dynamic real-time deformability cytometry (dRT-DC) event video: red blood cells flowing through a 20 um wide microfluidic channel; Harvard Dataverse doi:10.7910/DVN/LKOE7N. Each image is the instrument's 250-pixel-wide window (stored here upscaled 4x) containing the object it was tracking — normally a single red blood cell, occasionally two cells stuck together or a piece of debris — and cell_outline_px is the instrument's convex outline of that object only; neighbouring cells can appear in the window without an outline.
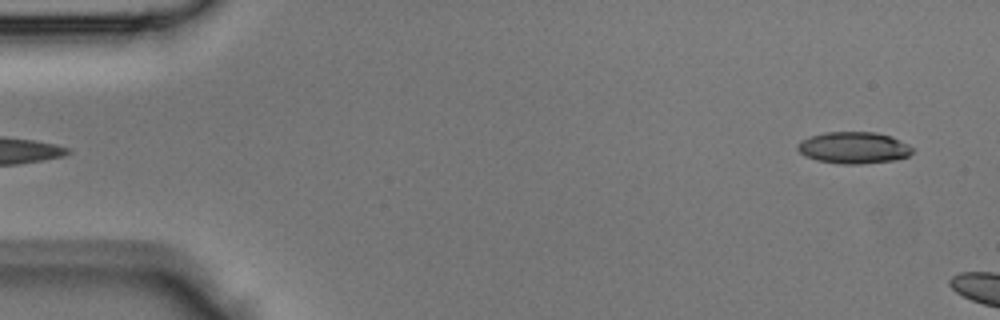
{"species": "Egyptian fruit bat (a non-hibernating species)", "species_latin": "Rousettus aegyptiacus", "temperature_condition": "room temperature", "stored_images_in_passage": 5, "camera_frame_rate_fps": 3000, "um_per_image_px": 0.085, "animal": {"sex": "male"}, "frame": {"image": 1, "passage_image": 1, "time_ms": 0.0, "image_size_px": [1000, 320], "cell_outline_px": [[912, 152], [908, 156], [892, 160], [856, 164], [840, 164], [816, 160], [804, 156], [796, 148], [796, 144], [800, 140], [808, 136], [824, 132], [876, 132], [892, 136], [912, 148]], "centroid_in_image_um": [72.48, 12.54], "position_along_channel_um": 12.5, "area_um2": 21.21}}